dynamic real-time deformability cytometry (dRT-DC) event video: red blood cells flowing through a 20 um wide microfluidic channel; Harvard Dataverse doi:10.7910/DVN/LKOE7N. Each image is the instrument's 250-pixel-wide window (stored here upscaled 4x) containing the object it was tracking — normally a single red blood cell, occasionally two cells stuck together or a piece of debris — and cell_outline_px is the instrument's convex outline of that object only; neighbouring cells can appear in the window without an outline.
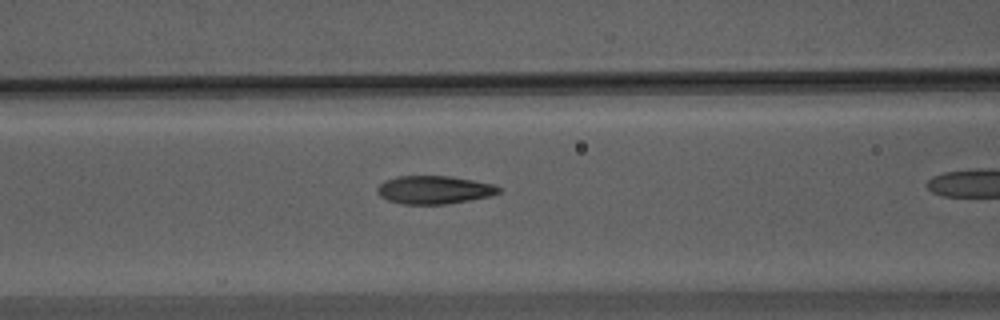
{"species": "Egyptian fruit bat (a non-hibernating species)", "species_latin": "Rousettus aegyptiacus", "temperature_condition": "warm", "stored_images_in_passage": 21, "camera_frame_rate_fps": 3000, "um_per_image_px": 0.085, "animal": {"sex": "male"}, "frame": {"image": 1, "passage_image": 4, "time_ms": 1.0, "image_size_px": [1000, 320], "cell_outline_px": [[504, 188], [500, 192], [488, 196], [468, 200], [444, 204], [400, 204], [388, 200], [380, 196], [376, 192], [376, 188], [380, 184], [396, 176], [452, 176], [492, 184]], "centroid_in_image_um": [36.89, 16.13], "position_along_channel_um": 129.7, "area_um2": 19.83}}